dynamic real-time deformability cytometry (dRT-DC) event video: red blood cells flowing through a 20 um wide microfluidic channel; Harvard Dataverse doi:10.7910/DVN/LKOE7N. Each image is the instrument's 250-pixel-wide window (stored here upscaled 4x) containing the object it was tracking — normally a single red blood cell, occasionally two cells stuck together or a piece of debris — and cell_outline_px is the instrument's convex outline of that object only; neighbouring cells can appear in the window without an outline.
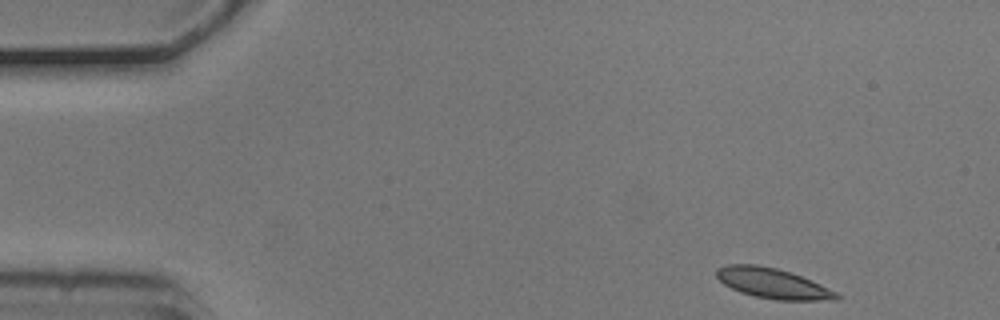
{"species": "common noctule bat (a hibernating species)", "species_latin": "Nyctalus noctula", "temperature_condition": "cold", "stored_images_in_passage": 5, "camera_frame_rate_fps": 3000, "um_per_image_px": 0.085, "animal": {"sex": "male", "body_mass_g": 20.5, "forearm_length_mm": 52.5}, "frame": {"image": 1, "passage_image": 1, "time_ms": 0.0, "image_size_px": [1000, 320], "cell_outline_px": [[840, 300], [776, 300], [756, 296], [740, 292], [724, 284], [716, 276], [716, 268], [728, 264], [756, 264], [776, 268], [792, 272], [812, 280], [836, 292], [840, 296]], "centroid_in_image_um": [65.69, 24.07], "position_along_channel_um": 19.3, "area_um2": 21.15}}
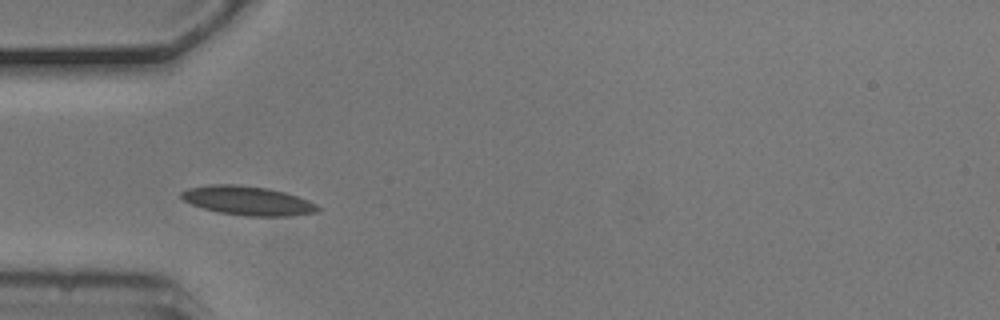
{"frame": {"image": 2, "passage_image": 4, "time_ms": 1.0, "image_size_px": [1000, 320], "cell_outline_px": [[320, 212], [288, 216], [244, 216], [216, 212], [192, 204], [184, 200], [180, 196], [180, 192], [188, 188], [212, 184], [236, 184], [268, 188], [284, 192], [308, 200], [316, 204], [320, 208]], "centroid_in_image_um": [21.06, 17.06], "position_along_channel_um": 63.9, "area_um2": 23.18}}